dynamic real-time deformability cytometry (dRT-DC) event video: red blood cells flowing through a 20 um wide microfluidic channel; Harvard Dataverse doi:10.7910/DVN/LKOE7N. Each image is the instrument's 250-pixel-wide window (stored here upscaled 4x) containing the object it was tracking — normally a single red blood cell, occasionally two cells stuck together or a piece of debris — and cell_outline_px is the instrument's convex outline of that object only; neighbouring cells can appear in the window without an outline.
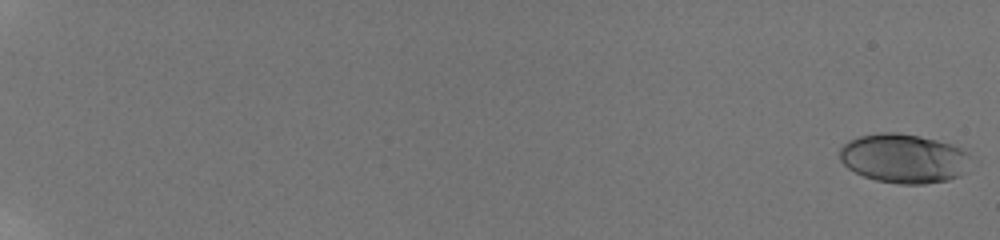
{"species": "human", "species_latin": "Homo sapiens", "temperature_condition": "room temperature", "stored_images_in_passage": 59, "camera_frame_rate_fps": 3000, "um_per_image_px": 0.085, "donor": {"sex": "male"}, "frame": {"image": 1, "passage_image": 1, "time_ms": 0.0, "image_size_px": [1000, 240], "cell_outline_px": [[972, 160], [964, 172], [960, 176], [948, 180], [924, 184], [900, 184], [876, 180], [864, 176], [848, 168], [840, 160], [840, 148], [848, 140], [860, 136], [880, 132], [896, 132], [920, 136], [952, 144], [968, 152], [972, 156]], "centroid_in_image_um": [76.85, 13.46], "position_along_channel_um": 8.2, "area_um2": 37.8}}
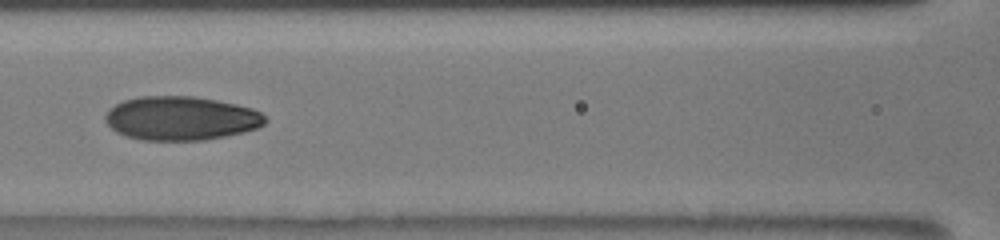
{"frame": {"image": 2, "passage_image": 32, "time_ms": 10.333, "image_size_px": [1000, 240], "cell_outline_px": [[268, 120], [264, 124], [256, 128], [244, 132], [204, 140], [140, 140], [124, 136], [116, 132], [104, 120], [104, 116], [116, 104], [124, 100], [140, 96], [192, 96], [216, 100], [236, 104], [252, 108], [260, 112]], "centroid_in_image_um": [15.38, 10.06], "position_along_channel_um": 151.2, "area_um2": 40.86}}
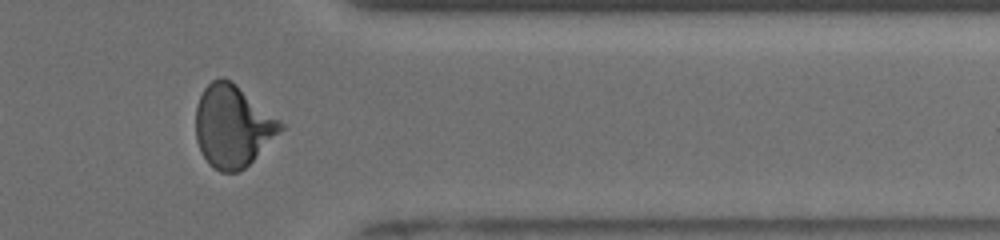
{"frame": {"image": 3, "passage_image": 51, "time_ms": 16.667, "image_size_px": [1000, 240], "cell_outline_px": [[288, 128], [244, 168], [236, 172], [220, 172], [212, 168], [208, 164], [196, 140], [196, 104], [204, 88], [212, 80], [220, 76], [224, 76], [232, 80], [280, 120]], "centroid_in_image_um": [19.81, 10.71], "position_along_channel_um": 391.6, "area_um2": 41.1}, "authors_computed_cell_mechanics": {"area_um2": 38.8416, "velocity_mm_per_s": 3.8665, "shape_relaxation_time_tau1_ms": 4.7922, "shape_relaxation_time_tau2_ms": 0.9851, "deformation_change_tau1": 0.1908, "deformation_change_tau2": 0.0617}}